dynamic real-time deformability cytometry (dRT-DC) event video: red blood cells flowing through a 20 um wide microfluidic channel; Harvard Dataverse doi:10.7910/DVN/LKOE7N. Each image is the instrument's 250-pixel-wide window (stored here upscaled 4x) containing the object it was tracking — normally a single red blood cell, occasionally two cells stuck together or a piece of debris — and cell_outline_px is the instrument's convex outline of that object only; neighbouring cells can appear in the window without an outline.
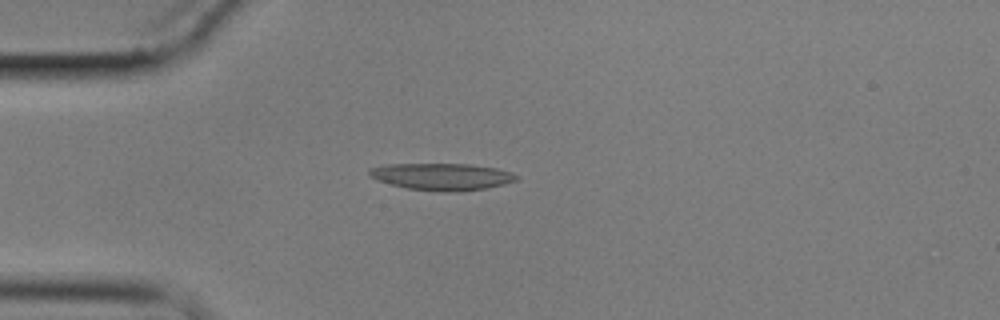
{"species": "common noctule bat (a hibernating species)", "species_latin": "Nyctalus noctula", "temperature_condition": "cold", "stored_images_in_passage": 2, "camera_frame_rate_fps": 3000, "um_per_image_px": 0.085, "animal": {"sex": "male", "body_mass_g": 17.9}, "frame": {"image": 1, "passage_image": 1, "time_ms": 0.0, "image_size_px": [1000, 320], "cell_outline_px": [[520, 180], [504, 184], [484, 188], [460, 192], [440, 192], [408, 188], [376, 180], [368, 176], [368, 168], [388, 164], [468, 164], [496, 168], [512, 172], [520, 176]], "centroid_in_image_um": [37.58, 15.01], "position_along_channel_um": 47.4, "area_um2": 23.29}}